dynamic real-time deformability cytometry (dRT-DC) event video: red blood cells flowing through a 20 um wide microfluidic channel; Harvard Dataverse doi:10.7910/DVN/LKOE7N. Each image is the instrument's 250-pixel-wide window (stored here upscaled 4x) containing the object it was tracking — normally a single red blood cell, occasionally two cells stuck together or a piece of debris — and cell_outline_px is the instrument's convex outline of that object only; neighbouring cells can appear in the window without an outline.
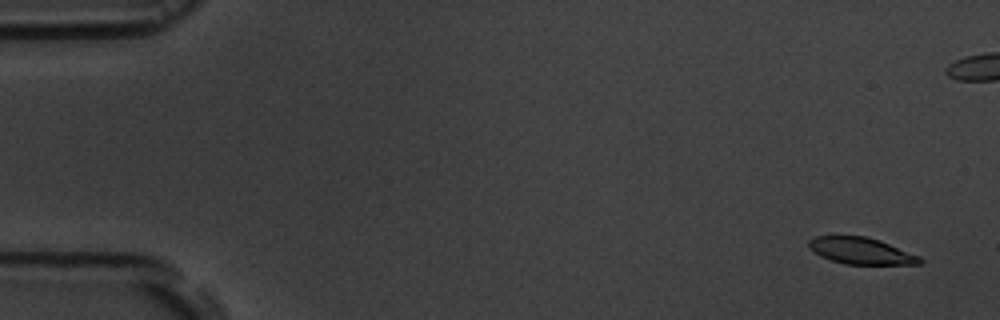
{"species": "common noctule bat (a hibernating species)", "species_latin": "Nyctalus noctula", "temperature_condition": "room temperature", "stored_images_in_passage": 6, "camera_frame_rate_fps": 3000, "um_per_image_px": 0.085, "animal": {"sex": "male", "body_mass_g": 19.5, "forearm_length_mm": 54.6}, "frame": {"image": 1, "passage_image": 1, "time_ms": 0.0, "image_size_px": [1000, 320], "cell_outline_px": [[924, 260], [920, 264], [844, 264], [820, 256], [808, 244], [808, 240], [816, 236], [864, 236], [880, 240], [920, 256]], "centroid_in_image_um": [73.22, 21.32], "position_along_channel_um": 11.8, "area_um2": 17.05}}